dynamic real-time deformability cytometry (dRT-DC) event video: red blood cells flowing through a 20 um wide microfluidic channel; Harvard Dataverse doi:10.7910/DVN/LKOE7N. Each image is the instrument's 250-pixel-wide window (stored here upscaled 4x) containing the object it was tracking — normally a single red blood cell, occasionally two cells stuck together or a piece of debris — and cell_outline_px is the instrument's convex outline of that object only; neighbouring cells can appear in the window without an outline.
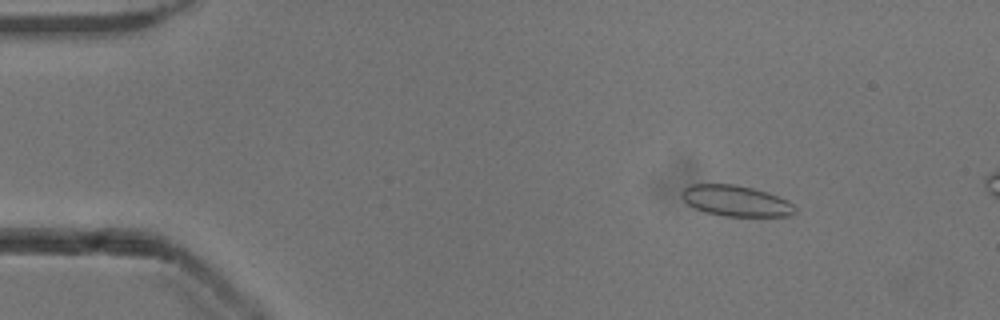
{"species": "common noctule bat (a hibernating species)", "species_latin": "Nyctalus noctula", "temperature_condition": "cold", "stored_images_in_passage": 14, "camera_frame_rate_fps": 3000, "um_per_image_px": 0.085, "animal": {"sex": "male", "body_mass_g": 13.3}, "frame": {"image": 1, "passage_image": 8, "time_ms": 2.333, "image_size_px": [1000, 320], "cell_outline_px": [[796, 208], [788, 216], [724, 216], [704, 212], [688, 204], [680, 196], [680, 192], [684, 188], [692, 184], [732, 184], [752, 188], [768, 192], [788, 200]], "centroid_in_image_um": [62.52, 17.06], "position_along_channel_um": 22.5, "area_um2": 20.29}}